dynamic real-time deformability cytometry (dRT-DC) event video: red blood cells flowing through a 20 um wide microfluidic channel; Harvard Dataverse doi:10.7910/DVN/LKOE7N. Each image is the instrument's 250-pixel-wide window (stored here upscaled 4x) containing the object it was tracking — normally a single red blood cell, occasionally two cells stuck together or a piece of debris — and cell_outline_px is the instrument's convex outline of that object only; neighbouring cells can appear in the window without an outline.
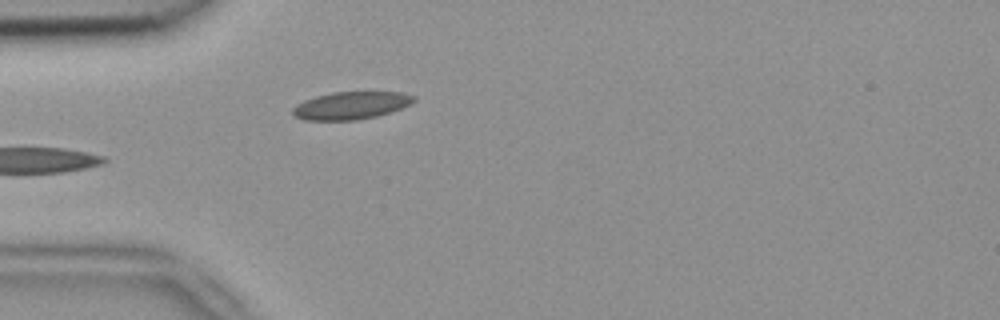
{"species": "common noctule bat (a hibernating species)", "species_latin": "Nyctalus noctula", "temperature_condition": "room temperature", "stored_images_in_passage": 4, "camera_frame_rate_fps": 3000, "um_per_image_px": 0.085, "animal": {"sex": "female", "body_mass_g": 18.4}, "frame": {"image": 1, "passage_image": 4, "time_ms": 1.0, "image_size_px": [1000, 320], "cell_outline_px": [[416, 100], [412, 104], [376, 116], [356, 120], [304, 120], [296, 116], [292, 112], [292, 108], [296, 104], [304, 100], [316, 96], [332, 92], [400, 92], [416, 96]], "centroid_in_image_um": [29.83, 8.96], "position_along_channel_um": 55.2, "area_um2": 19.42}}